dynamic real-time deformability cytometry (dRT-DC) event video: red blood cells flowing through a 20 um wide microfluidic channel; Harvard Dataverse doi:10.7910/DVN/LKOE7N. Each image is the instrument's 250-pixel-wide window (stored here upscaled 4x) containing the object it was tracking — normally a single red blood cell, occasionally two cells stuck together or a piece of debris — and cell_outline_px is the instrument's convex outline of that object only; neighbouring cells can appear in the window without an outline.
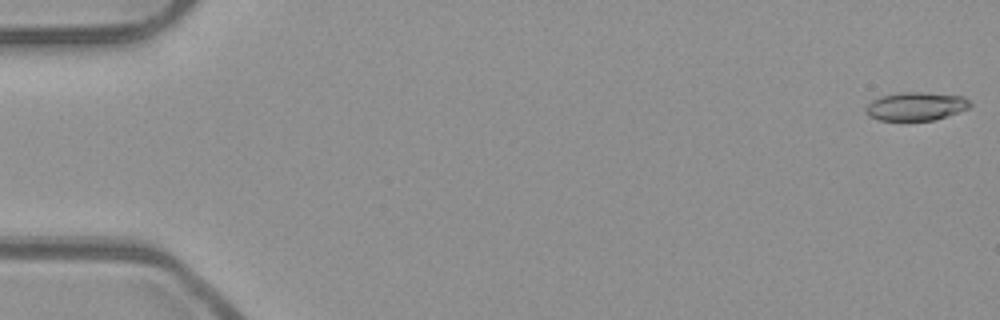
{"species": "common noctule bat (a hibernating species)", "species_latin": "Nyctalus noctula", "temperature_condition": "room temperature", "stored_images_in_passage": 7, "camera_frame_rate_fps": 3000, "um_per_image_px": 0.085, "animal": {"sex": "male", "body_mass_g": 23.1, "forearm_length_mm": 52.7}, "frame": {"image": 1, "passage_image": 1, "time_ms": 0.0, "image_size_px": [1000, 320], "cell_outline_px": [[972, 104], [968, 108], [936, 120], [880, 120], [868, 116], [864, 112], [864, 108], [872, 100], [880, 96], [900, 92], [924, 92], [964, 96]], "centroid_in_image_um": [77.82, 9.03], "position_along_channel_um": 7.2, "area_um2": 17.34}}